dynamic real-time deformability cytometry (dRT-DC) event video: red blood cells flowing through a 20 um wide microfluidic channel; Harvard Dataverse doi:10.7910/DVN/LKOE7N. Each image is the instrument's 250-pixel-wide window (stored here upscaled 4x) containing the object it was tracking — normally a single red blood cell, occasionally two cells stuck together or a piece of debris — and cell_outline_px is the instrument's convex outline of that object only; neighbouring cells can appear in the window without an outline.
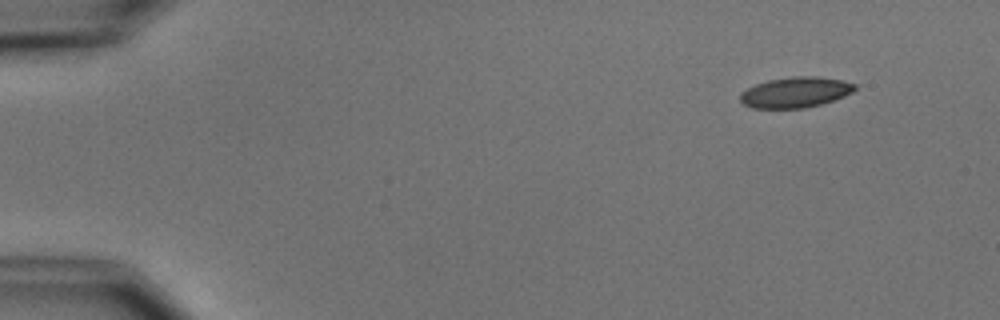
{"species": "common noctule bat (a hibernating species)", "species_latin": "Nyctalus noctula", "temperature_condition": "cold", "stored_images_in_passage": 2, "camera_frame_rate_fps": 3000, "um_per_image_px": 0.085, "animal": {"sex": "male", "body_mass_g": 15.6}, "frame": {"image": 1, "passage_image": 2, "time_ms": 1.333, "image_size_px": [1000, 320], "cell_outline_px": [[856, 88], [852, 92], [844, 96], [820, 104], [804, 108], [752, 108], [744, 104], [740, 100], [740, 92], [756, 84], [768, 80], [792, 76], [816, 76], [840, 80], [856, 84]], "centroid_in_image_um": [67.59, 7.84], "position_along_channel_um": 17.4, "area_um2": 20.29}}